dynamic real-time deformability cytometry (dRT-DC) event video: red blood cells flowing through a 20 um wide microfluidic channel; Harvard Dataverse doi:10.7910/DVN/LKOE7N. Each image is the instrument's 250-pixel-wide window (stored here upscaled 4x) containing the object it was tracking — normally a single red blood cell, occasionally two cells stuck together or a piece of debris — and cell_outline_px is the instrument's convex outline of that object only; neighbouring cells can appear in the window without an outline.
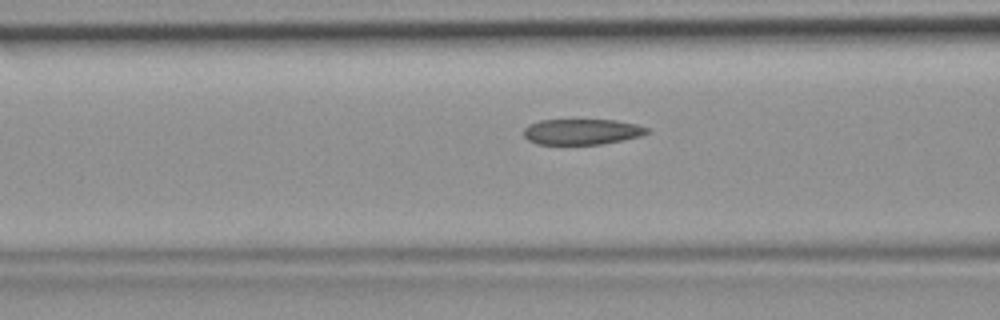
{"species": "common noctule bat (a hibernating species)", "species_latin": "Nyctalus noctula", "temperature_condition": "room temperature", "stored_images_in_passage": 36, "camera_frame_rate_fps": 3000, "um_per_image_px": 0.085, "animal": {"sex": "female", "body_mass_g": 19.9}, "frame": {"image": 1, "passage_image": 9, "time_ms": 2.667, "image_size_px": [1000, 320], "cell_outline_px": [[652, 132], [640, 136], [624, 140], [600, 144], [536, 144], [528, 140], [524, 136], [524, 128], [528, 124], [540, 120], [616, 120], [636, 124], [648, 128]], "centroid_in_image_um": [49.47, 11.19], "position_along_channel_um": 117.1, "area_um2": 18.55}}
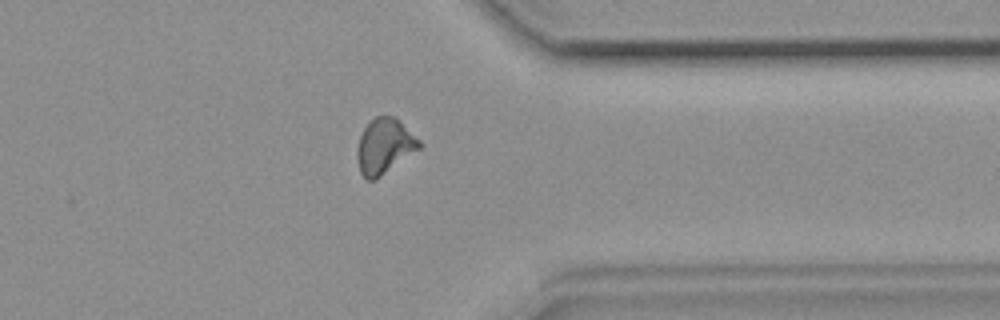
{"frame": {"image": 2, "passage_image": 28, "time_ms": 9.0, "image_size_px": [1000, 320], "cell_outline_px": [[424, 144], [420, 148], [376, 180], [368, 180], [360, 172], [356, 156], [356, 148], [360, 136], [364, 128], [376, 116], [396, 116]], "centroid_in_image_um": [32.69, 12.42], "position_along_channel_um": 378.7, "area_um2": 20.11}}
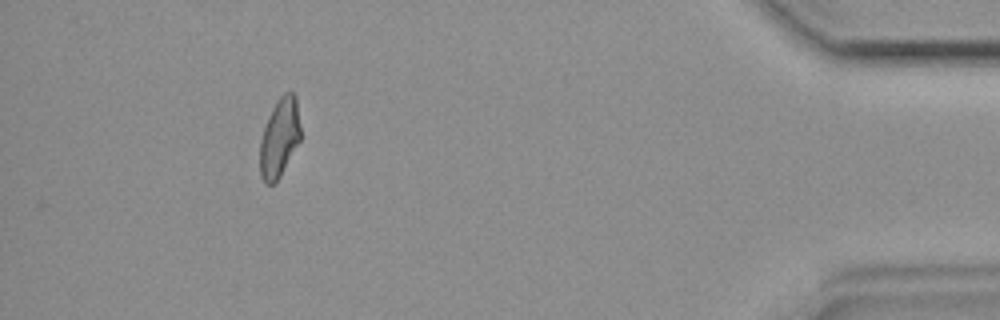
{"frame": {"image": 3, "passage_image": 34, "time_ms": 11.0, "image_size_px": [1000, 320], "cell_outline_px": [[300, 140], [280, 176], [272, 184], [264, 184], [260, 176], [260, 140], [268, 116], [276, 100], [284, 92], [292, 92], [296, 96], [300, 128]], "centroid_in_image_um": [23.74, 11.7], "position_along_channel_um": 411.5, "area_um2": 18.61}}